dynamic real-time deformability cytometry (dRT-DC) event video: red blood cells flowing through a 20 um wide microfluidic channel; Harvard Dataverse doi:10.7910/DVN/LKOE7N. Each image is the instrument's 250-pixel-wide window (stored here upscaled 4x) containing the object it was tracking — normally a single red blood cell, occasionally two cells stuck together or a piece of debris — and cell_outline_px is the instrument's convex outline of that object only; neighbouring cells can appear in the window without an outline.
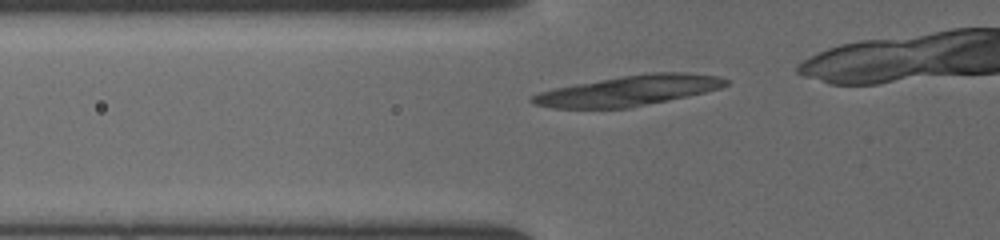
{"species": "common noctule bat (a hibernating species)", "species_latin": "Nyctalus noctula", "temperature_condition": "cold", "stored_images_in_passage": 26, "camera_frame_rate_fps": 3000, "um_per_image_px": 0.085, "animal": {"sex": "female", "body_mass_g": 19.5, "forearm_length_mm": 54.1}, "frame": {"image": 1, "passage_image": 3, "time_ms": 0.667, "image_size_px": [1000, 240], "cell_outline_px": [[728, 84], [720, 88], [704, 92], [668, 100], [628, 108], [552, 108], [532, 104], [528, 100], [532, 96], [540, 92], [556, 88], [576, 84], [620, 76], [648, 72], [684, 72], [720, 76], [728, 80]], "centroid_in_image_um": [53.43, 7.7], "position_along_channel_um": 72.4, "area_um2": 33.99}}